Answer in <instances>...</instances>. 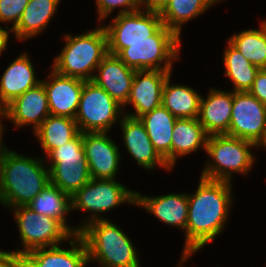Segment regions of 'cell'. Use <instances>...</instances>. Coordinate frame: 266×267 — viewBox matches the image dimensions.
<instances>
[{"label": "cell", "instance_id": "obj_21", "mask_svg": "<svg viewBox=\"0 0 266 267\" xmlns=\"http://www.w3.org/2000/svg\"><path fill=\"white\" fill-rule=\"evenodd\" d=\"M136 205L142 206L148 212L167 225L183 228L186 232L188 219V194H167L156 197L141 196L136 192Z\"/></svg>", "mask_w": 266, "mask_h": 267}, {"label": "cell", "instance_id": "obj_35", "mask_svg": "<svg viewBox=\"0 0 266 267\" xmlns=\"http://www.w3.org/2000/svg\"><path fill=\"white\" fill-rule=\"evenodd\" d=\"M266 106V70L260 69L257 73L251 89L248 91Z\"/></svg>", "mask_w": 266, "mask_h": 267}, {"label": "cell", "instance_id": "obj_16", "mask_svg": "<svg viewBox=\"0 0 266 267\" xmlns=\"http://www.w3.org/2000/svg\"><path fill=\"white\" fill-rule=\"evenodd\" d=\"M96 70L99 72L93 76L92 81L125 107L136 70L110 53L103 58Z\"/></svg>", "mask_w": 266, "mask_h": 267}, {"label": "cell", "instance_id": "obj_14", "mask_svg": "<svg viewBox=\"0 0 266 267\" xmlns=\"http://www.w3.org/2000/svg\"><path fill=\"white\" fill-rule=\"evenodd\" d=\"M51 81H41L47 94L50 115L75 119L84 80L64 76L54 69L48 76Z\"/></svg>", "mask_w": 266, "mask_h": 267}, {"label": "cell", "instance_id": "obj_5", "mask_svg": "<svg viewBox=\"0 0 266 267\" xmlns=\"http://www.w3.org/2000/svg\"><path fill=\"white\" fill-rule=\"evenodd\" d=\"M251 147L258 146L251 141L226 134L209 136L206 152L213 162L207 163L201 177L232 182V172L247 174L255 160Z\"/></svg>", "mask_w": 266, "mask_h": 267}, {"label": "cell", "instance_id": "obj_4", "mask_svg": "<svg viewBox=\"0 0 266 267\" xmlns=\"http://www.w3.org/2000/svg\"><path fill=\"white\" fill-rule=\"evenodd\" d=\"M66 45L54 60L53 69L64 76L92 80L93 72L108 54L104 27L77 36L65 35ZM93 71V72H92Z\"/></svg>", "mask_w": 266, "mask_h": 267}, {"label": "cell", "instance_id": "obj_19", "mask_svg": "<svg viewBox=\"0 0 266 267\" xmlns=\"http://www.w3.org/2000/svg\"><path fill=\"white\" fill-rule=\"evenodd\" d=\"M232 104L233 91L212 88L206 99L201 97L198 120L209 136L228 135Z\"/></svg>", "mask_w": 266, "mask_h": 267}, {"label": "cell", "instance_id": "obj_22", "mask_svg": "<svg viewBox=\"0 0 266 267\" xmlns=\"http://www.w3.org/2000/svg\"><path fill=\"white\" fill-rule=\"evenodd\" d=\"M159 155L171 168L172 131L177 118L163 105L139 117Z\"/></svg>", "mask_w": 266, "mask_h": 267}, {"label": "cell", "instance_id": "obj_29", "mask_svg": "<svg viewBox=\"0 0 266 267\" xmlns=\"http://www.w3.org/2000/svg\"><path fill=\"white\" fill-rule=\"evenodd\" d=\"M224 51L225 75L233 82V92L249 91L260 68L251 64L229 41Z\"/></svg>", "mask_w": 266, "mask_h": 267}, {"label": "cell", "instance_id": "obj_3", "mask_svg": "<svg viewBox=\"0 0 266 267\" xmlns=\"http://www.w3.org/2000/svg\"><path fill=\"white\" fill-rule=\"evenodd\" d=\"M79 234L87 247L88 262L98 261L102 267H140L131 240L110 220L89 222Z\"/></svg>", "mask_w": 266, "mask_h": 267}, {"label": "cell", "instance_id": "obj_7", "mask_svg": "<svg viewBox=\"0 0 266 267\" xmlns=\"http://www.w3.org/2000/svg\"><path fill=\"white\" fill-rule=\"evenodd\" d=\"M71 210L79 209L91 211L93 215L88 221H85L81 230L87 223L105 219L95 215L97 213L106 212L120 204L128 202L135 204L136 192L128 190L115 179H94L85 184L81 189L76 191L71 197Z\"/></svg>", "mask_w": 266, "mask_h": 267}, {"label": "cell", "instance_id": "obj_20", "mask_svg": "<svg viewBox=\"0 0 266 267\" xmlns=\"http://www.w3.org/2000/svg\"><path fill=\"white\" fill-rule=\"evenodd\" d=\"M34 67L27 54H21L5 70L0 82V111L16 97L37 86Z\"/></svg>", "mask_w": 266, "mask_h": 267}, {"label": "cell", "instance_id": "obj_2", "mask_svg": "<svg viewBox=\"0 0 266 267\" xmlns=\"http://www.w3.org/2000/svg\"><path fill=\"white\" fill-rule=\"evenodd\" d=\"M43 162L7 149L0 164V203L9 208L27 206L50 184V171Z\"/></svg>", "mask_w": 266, "mask_h": 267}, {"label": "cell", "instance_id": "obj_36", "mask_svg": "<svg viewBox=\"0 0 266 267\" xmlns=\"http://www.w3.org/2000/svg\"><path fill=\"white\" fill-rule=\"evenodd\" d=\"M0 267H29L25 254L0 251Z\"/></svg>", "mask_w": 266, "mask_h": 267}, {"label": "cell", "instance_id": "obj_37", "mask_svg": "<svg viewBox=\"0 0 266 267\" xmlns=\"http://www.w3.org/2000/svg\"><path fill=\"white\" fill-rule=\"evenodd\" d=\"M169 1L170 0H140V4L141 7L142 5L146 6L143 10L160 14L167 6Z\"/></svg>", "mask_w": 266, "mask_h": 267}, {"label": "cell", "instance_id": "obj_34", "mask_svg": "<svg viewBox=\"0 0 266 267\" xmlns=\"http://www.w3.org/2000/svg\"><path fill=\"white\" fill-rule=\"evenodd\" d=\"M29 0H0V22H13L14 28L28 5Z\"/></svg>", "mask_w": 266, "mask_h": 267}, {"label": "cell", "instance_id": "obj_25", "mask_svg": "<svg viewBox=\"0 0 266 267\" xmlns=\"http://www.w3.org/2000/svg\"><path fill=\"white\" fill-rule=\"evenodd\" d=\"M34 133L48 155L52 150L73 140L80 130L73 118L49 115Z\"/></svg>", "mask_w": 266, "mask_h": 267}, {"label": "cell", "instance_id": "obj_17", "mask_svg": "<svg viewBox=\"0 0 266 267\" xmlns=\"http://www.w3.org/2000/svg\"><path fill=\"white\" fill-rule=\"evenodd\" d=\"M120 121L123 131V140L130 155L137 161L138 165L151 170L156 165L167 170L171 169L165 160L155 150L147 131L139 118L122 116Z\"/></svg>", "mask_w": 266, "mask_h": 267}, {"label": "cell", "instance_id": "obj_13", "mask_svg": "<svg viewBox=\"0 0 266 267\" xmlns=\"http://www.w3.org/2000/svg\"><path fill=\"white\" fill-rule=\"evenodd\" d=\"M172 71L136 70L127 104H133L135 114H124L139 118L162 105V90Z\"/></svg>", "mask_w": 266, "mask_h": 267}, {"label": "cell", "instance_id": "obj_12", "mask_svg": "<svg viewBox=\"0 0 266 267\" xmlns=\"http://www.w3.org/2000/svg\"><path fill=\"white\" fill-rule=\"evenodd\" d=\"M107 132H84L83 147L91 178L115 179L120 161L118 146Z\"/></svg>", "mask_w": 266, "mask_h": 267}, {"label": "cell", "instance_id": "obj_27", "mask_svg": "<svg viewBox=\"0 0 266 267\" xmlns=\"http://www.w3.org/2000/svg\"><path fill=\"white\" fill-rule=\"evenodd\" d=\"M36 213L59 220L73 235L80 229L66 224L65 213L71 211L70 196L53 184H48L28 205Z\"/></svg>", "mask_w": 266, "mask_h": 267}, {"label": "cell", "instance_id": "obj_31", "mask_svg": "<svg viewBox=\"0 0 266 267\" xmlns=\"http://www.w3.org/2000/svg\"><path fill=\"white\" fill-rule=\"evenodd\" d=\"M260 29H250L233 35L229 42L253 65L266 68V21Z\"/></svg>", "mask_w": 266, "mask_h": 267}, {"label": "cell", "instance_id": "obj_15", "mask_svg": "<svg viewBox=\"0 0 266 267\" xmlns=\"http://www.w3.org/2000/svg\"><path fill=\"white\" fill-rule=\"evenodd\" d=\"M2 112L15 126L22 127L23 125L33 124L35 131L44 119L50 115L44 84L41 82L16 97Z\"/></svg>", "mask_w": 266, "mask_h": 267}, {"label": "cell", "instance_id": "obj_39", "mask_svg": "<svg viewBox=\"0 0 266 267\" xmlns=\"http://www.w3.org/2000/svg\"><path fill=\"white\" fill-rule=\"evenodd\" d=\"M6 118L4 113L0 111V118ZM1 120V119H0ZM4 128L0 121V164L3 158L4 153L6 152L7 148L2 145V134H3Z\"/></svg>", "mask_w": 266, "mask_h": 267}, {"label": "cell", "instance_id": "obj_33", "mask_svg": "<svg viewBox=\"0 0 266 267\" xmlns=\"http://www.w3.org/2000/svg\"><path fill=\"white\" fill-rule=\"evenodd\" d=\"M98 8L99 21L104 20L110 13L117 8L125 7L121 9L118 14H124L141 9L140 0H96Z\"/></svg>", "mask_w": 266, "mask_h": 267}, {"label": "cell", "instance_id": "obj_8", "mask_svg": "<svg viewBox=\"0 0 266 267\" xmlns=\"http://www.w3.org/2000/svg\"><path fill=\"white\" fill-rule=\"evenodd\" d=\"M123 106L92 80L85 81L75 121L80 132H109ZM115 122V123H114Z\"/></svg>", "mask_w": 266, "mask_h": 267}, {"label": "cell", "instance_id": "obj_24", "mask_svg": "<svg viewBox=\"0 0 266 267\" xmlns=\"http://www.w3.org/2000/svg\"><path fill=\"white\" fill-rule=\"evenodd\" d=\"M59 2L60 0H29L18 24L14 28L5 27L14 32L19 40L38 35L54 16Z\"/></svg>", "mask_w": 266, "mask_h": 267}, {"label": "cell", "instance_id": "obj_10", "mask_svg": "<svg viewBox=\"0 0 266 267\" xmlns=\"http://www.w3.org/2000/svg\"><path fill=\"white\" fill-rule=\"evenodd\" d=\"M163 25L159 13L143 11L142 9L117 14L113 24L105 25L108 53L117 55L122 49L128 48L131 43L149 40Z\"/></svg>", "mask_w": 266, "mask_h": 267}, {"label": "cell", "instance_id": "obj_26", "mask_svg": "<svg viewBox=\"0 0 266 267\" xmlns=\"http://www.w3.org/2000/svg\"><path fill=\"white\" fill-rule=\"evenodd\" d=\"M169 75L162 90V105L176 118H198L201 95L182 85H170Z\"/></svg>", "mask_w": 266, "mask_h": 267}, {"label": "cell", "instance_id": "obj_18", "mask_svg": "<svg viewBox=\"0 0 266 267\" xmlns=\"http://www.w3.org/2000/svg\"><path fill=\"white\" fill-rule=\"evenodd\" d=\"M72 238L69 242L71 249L56 245L28 251L25 256L29 267H85L88 263L86 244L80 234Z\"/></svg>", "mask_w": 266, "mask_h": 267}, {"label": "cell", "instance_id": "obj_1", "mask_svg": "<svg viewBox=\"0 0 266 267\" xmlns=\"http://www.w3.org/2000/svg\"><path fill=\"white\" fill-rule=\"evenodd\" d=\"M231 182L200 177L197 191L188 194L186 241L181 263L220 234L232 203Z\"/></svg>", "mask_w": 266, "mask_h": 267}, {"label": "cell", "instance_id": "obj_9", "mask_svg": "<svg viewBox=\"0 0 266 267\" xmlns=\"http://www.w3.org/2000/svg\"><path fill=\"white\" fill-rule=\"evenodd\" d=\"M24 248L13 252L26 254L36 248L59 245L73 234L57 219L36 213L28 206L14 208Z\"/></svg>", "mask_w": 266, "mask_h": 267}, {"label": "cell", "instance_id": "obj_6", "mask_svg": "<svg viewBox=\"0 0 266 267\" xmlns=\"http://www.w3.org/2000/svg\"><path fill=\"white\" fill-rule=\"evenodd\" d=\"M180 44V37L163 24L149 40L131 43L116 56L135 70L172 71V61L179 58Z\"/></svg>", "mask_w": 266, "mask_h": 267}, {"label": "cell", "instance_id": "obj_32", "mask_svg": "<svg viewBox=\"0 0 266 267\" xmlns=\"http://www.w3.org/2000/svg\"><path fill=\"white\" fill-rule=\"evenodd\" d=\"M47 158L51 161L50 164H77L79 161L86 160L82 132L73 140L52 150Z\"/></svg>", "mask_w": 266, "mask_h": 267}, {"label": "cell", "instance_id": "obj_23", "mask_svg": "<svg viewBox=\"0 0 266 267\" xmlns=\"http://www.w3.org/2000/svg\"><path fill=\"white\" fill-rule=\"evenodd\" d=\"M208 137L198 118H177L172 131L171 168L179 156L188 155L201 146L206 151Z\"/></svg>", "mask_w": 266, "mask_h": 267}, {"label": "cell", "instance_id": "obj_38", "mask_svg": "<svg viewBox=\"0 0 266 267\" xmlns=\"http://www.w3.org/2000/svg\"><path fill=\"white\" fill-rule=\"evenodd\" d=\"M8 34V31L0 26V54H2V51L6 49L9 37Z\"/></svg>", "mask_w": 266, "mask_h": 267}, {"label": "cell", "instance_id": "obj_30", "mask_svg": "<svg viewBox=\"0 0 266 267\" xmlns=\"http://www.w3.org/2000/svg\"><path fill=\"white\" fill-rule=\"evenodd\" d=\"M51 165V166H50ZM50 183L70 197L91 180L87 160L77 164H49Z\"/></svg>", "mask_w": 266, "mask_h": 267}, {"label": "cell", "instance_id": "obj_28", "mask_svg": "<svg viewBox=\"0 0 266 267\" xmlns=\"http://www.w3.org/2000/svg\"><path fill=\"white\" fill-rule=\"evenodd\" d=\"M218 1L220 0H170L160 17L162 23L180 37L183 23L201 15Z\"/></svg>", "mask_w": 266, "mask_h": 267}, {"label": "cell", "instance_id": "obj_11", "mask_svg": "<svg viewBox=\"0 0 266 267\" xmlns=\"http://www.w3.org/2000/svg\"><path fill=\"white\" fill-rule=\"evenodd\" d=\"M228 135L255 143H266V106L248 91L233 92Z\"/></svg>", "mask_w": 266, "mask_h": 267}]
</instances>
